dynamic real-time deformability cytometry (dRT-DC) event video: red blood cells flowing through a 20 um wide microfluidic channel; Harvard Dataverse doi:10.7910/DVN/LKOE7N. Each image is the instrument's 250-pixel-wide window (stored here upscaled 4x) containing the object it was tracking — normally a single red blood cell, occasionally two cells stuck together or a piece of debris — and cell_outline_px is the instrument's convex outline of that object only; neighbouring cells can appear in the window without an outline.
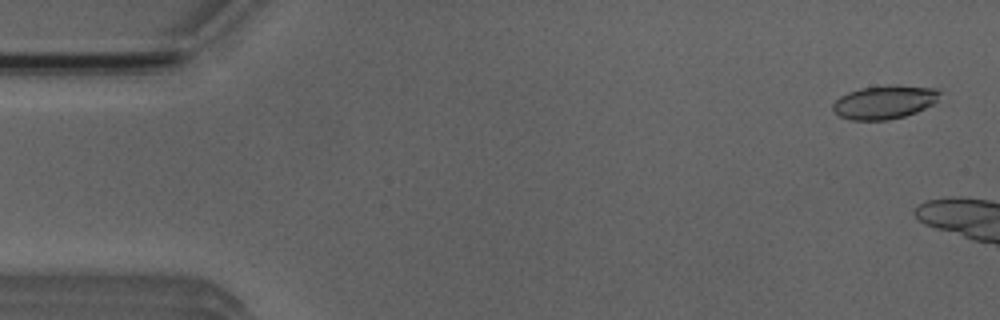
{"species": "Egyptian fruit bat (a non-hibernating species)", "species_latin": "Rousettus aegyptiacus", "temperature_condition": "room temperature", "stored_images_in_passage": 3, "camera_frame_rate_fps": 3000, "um_per_image_px": 0.085, "animal": {"sex": "male"}, "frame": {"image": 1, "passage_image": 1, "time_ms": 0.0, "image_size_px": [1000, 320], "cell_outline_px": [[940, 92], [936, 100], [932, 104], [916, 112], [904, 116], [888, 120], [848, 120], [840, 116], [832, 108], [832, 104], [840, 96], [848, 92], [860, 88], [888, 84], [892, 84], [936, 88]], "centroid_in_image_um": [75.15, 8.67], "position_along_channel_um": 9.8, "area_um2": 20.92}}